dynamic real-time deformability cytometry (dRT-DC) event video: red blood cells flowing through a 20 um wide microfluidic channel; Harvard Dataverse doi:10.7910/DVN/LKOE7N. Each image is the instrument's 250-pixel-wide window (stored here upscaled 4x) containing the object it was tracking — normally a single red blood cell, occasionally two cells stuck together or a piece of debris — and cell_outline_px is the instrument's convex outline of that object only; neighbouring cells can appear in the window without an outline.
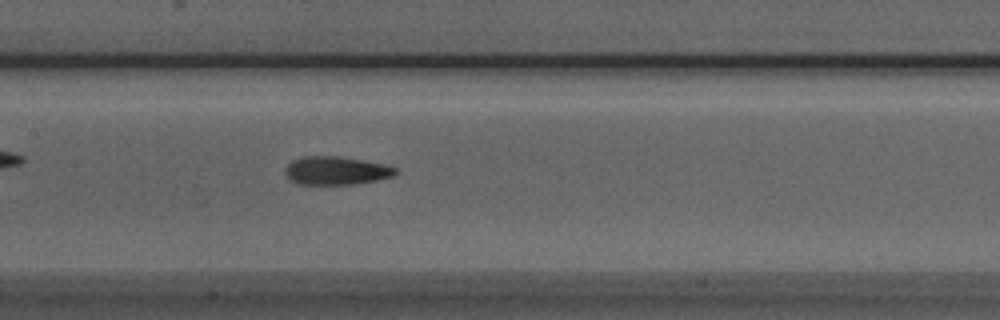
{"species": "Egyptian fruit bat (a non-hibernating species)", "species_latin": "Rousettus aegyptiacus", "temperature_condition": "room temperature", "stored_images_in_passage": 35, "camera_frame_rate_fps": 3000, "um_per_image_px": 0.085, "animal": {"sex": "male"}, "frame": {"image": 1, "passage_image": 9, "time_ms": 2.667, "image_size_px": [1000, 320], "cell_outline_px": [[400, 172], [396, 176], [356, 184], [296, 184], [284, 172], [284, 168], [292, 160], [304, 156], [336, 156], [384, 164], [396, 168]], "centroid_in_image_um": [28.59, 14.51], "position_along_channel_um": 178.8, "area_um2": 18.21}}
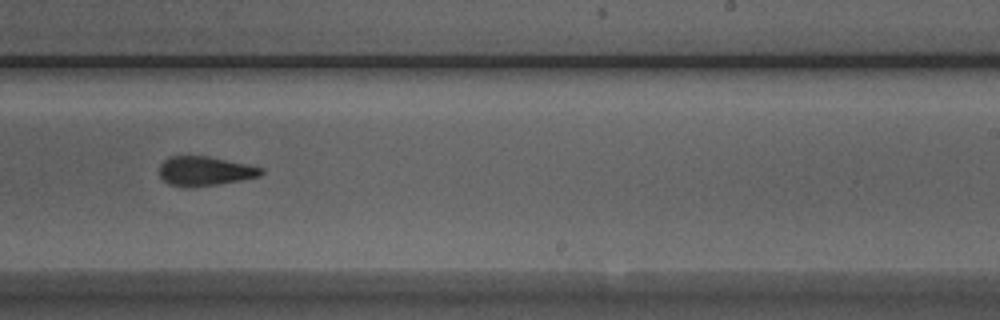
{"frame": {"image": 2, "passage_image": 16, "time_ms": 5.0, "image_size_px": [1000, 320], "cell_outline_px": [[264, 172], [260, 176], [240, 180], [216, 184], [188, 188], [184, 188], [168, 184], [160, 176], [160, 164], [168, 156], [208, 156], [264, 168]], "centroid_in_image_um": [17.38, 14.55], "position_along_channel_um": 271.6, "area_um2": 17.4}}
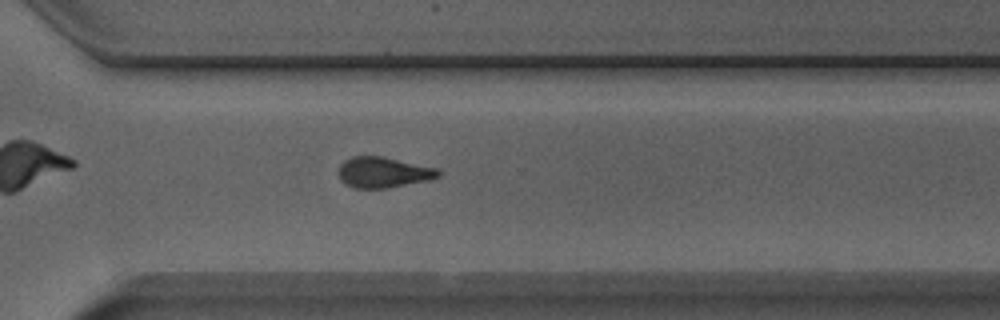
{"frame": {"image": 3, "passage_image": 21, "time_ms": 6.667, "image_size_px": [1000, 320], "cell_outline_px": [[440, 176], [428, 180], [388, 188], [352, 188], [344, 184], [340, 180], [340, 164], [344, 160], [352, 156], [384, 156], [436, 168], [440, 172]], "centroid_in_image_um": [32.56, 14.65], "position_along_channel_um": 338.0, "area_um2": 17.86}}